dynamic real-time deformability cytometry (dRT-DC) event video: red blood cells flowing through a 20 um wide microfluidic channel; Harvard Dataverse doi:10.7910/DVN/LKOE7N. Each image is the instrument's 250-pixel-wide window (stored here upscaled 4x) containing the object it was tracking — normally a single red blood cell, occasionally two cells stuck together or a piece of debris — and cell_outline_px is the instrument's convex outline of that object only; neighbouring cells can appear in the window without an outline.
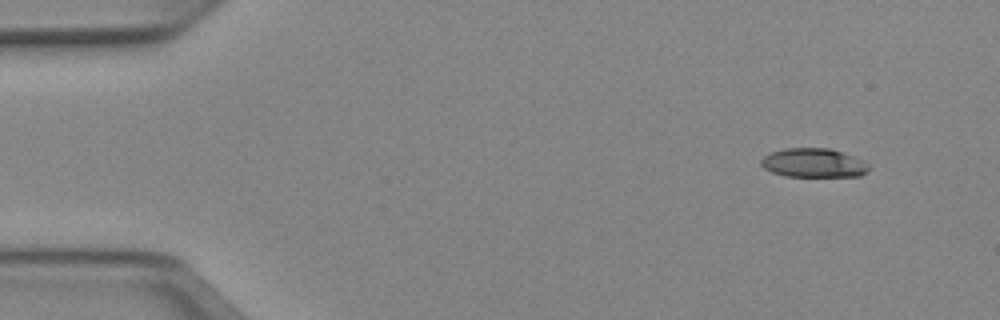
{"species": "Egyptian fruit bat (a non-hibernating species)", "species_latin": "Rousettus aegyptiacus", "temperature_condition": "cold", "stored_images_in_passage": 4, "camera_frame_rate_fps": 3000, "um_per_image_px": 0.085, "animal": {"sex": "female"}, "frame": {"image": 1, "passage_image": 1, "time_ms": 0.0, "image_size_px": [1000, 320], "cell_outline_px": [[872, 168], [868, 172], [860, 176], [784, 176], [772, 172], [764, 168], [760, 164], [760, 160], [764, 156], [772, 152], [784, 148], [828, 148], [864, 160], [872, 164]], "centroid_in_image_um": [69.2, 13.85], "position_along_channel_um": 15.8, "area_um2": 18.38}}
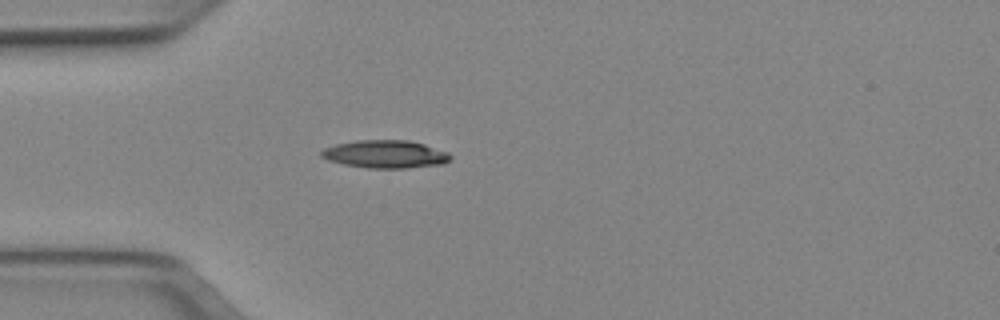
{"frame": {"image": 2, "passage_image": 4, "time_ms": 1.0, "image_size_px": [1000, 320], "cell_outline_px": [[452, 160], [444, 164], [408, 168], [368, 168], [344, 164], [328, 160], [320, 156], [320, 152], [324, 148], [336, 144], [356, 140], [408, 140], [424, 144], [448, 152], [452, 156]], "centroid_in_image_um": [32.78, 13.1], "position_along_channel_um": 52.2, "area_um2": 21.1}}